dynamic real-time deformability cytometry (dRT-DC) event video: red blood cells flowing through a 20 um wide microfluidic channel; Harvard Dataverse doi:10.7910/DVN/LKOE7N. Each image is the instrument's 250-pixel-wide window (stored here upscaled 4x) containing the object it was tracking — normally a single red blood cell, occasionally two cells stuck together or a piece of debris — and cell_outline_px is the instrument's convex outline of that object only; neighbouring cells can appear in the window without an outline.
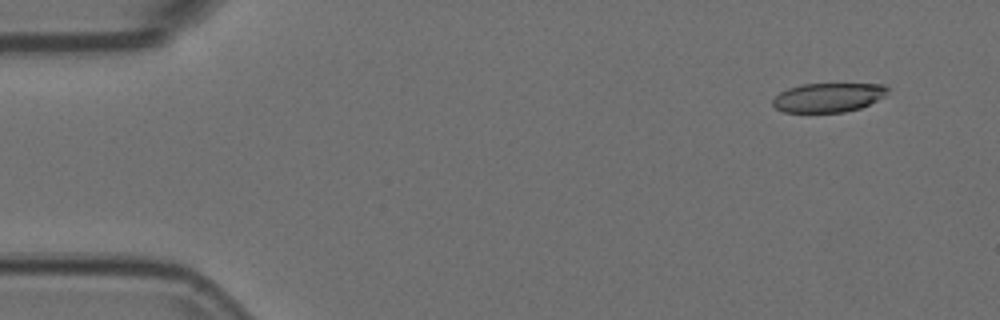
{"species": "Egyptian fruit bat (a non-hibernating species)", "species_latin": "Rousettus aegyptiacus", "temperature_condition": "room temperature", "stored_images_in_passage": 5, "camera_frame_rate_fps": 3000, "um_per_image_px": 0.085, "animal": {"sex": "female"}, "frame": {"image": 1, "passage_image": 1, "time_ms": 0.0, "image_size_px": [1000, 320], "cell_outline_px": [[888, 88], [884, 96], [860, 108], [844, 112], [784, 112], [776, 108], [772, 104], [772, 100], [780, 92], [788, 88], [804, 84], [884, 84]], "centroid_in_image_um": [70.37, 8.28], "position_along_channel_um": 14.6, "area_um2": 19.31}}
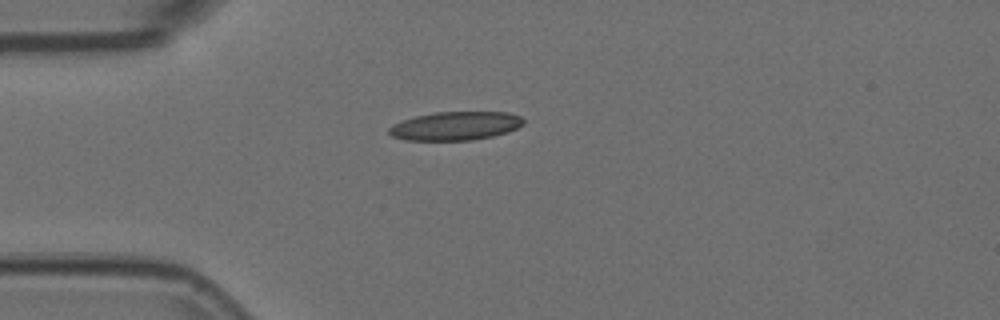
{"frame": {"image": 2, "passage_image": 3, "time_ms": 0.667, "image_size_px": [1000, 320], "cell_outline_px": [[524, 124], [508, 132], [492, 136], [472, 140], [404, 140], [392, 136], [388, 132], [388, 128], [404, 120], [416, 116], [436, 112], [508, 112], [520, 116], [524, 120]], "centroid_in_image_um": [38.74, 10.7], "position_along_channel_um": 46.3, "area_um2": 22.25}}
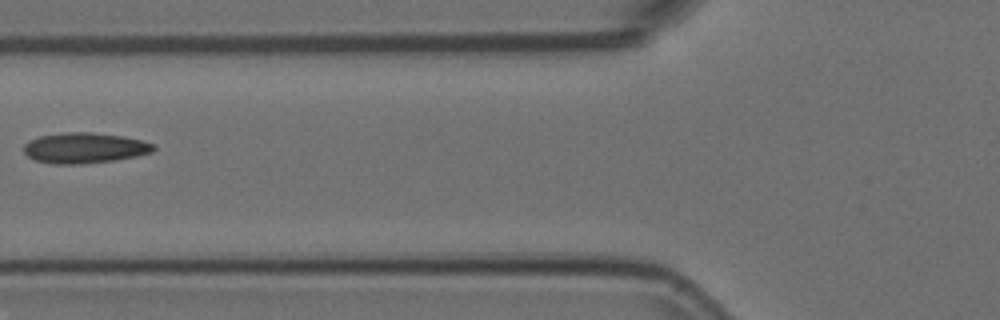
{"frame": {"image": 3, "passage_image": 5, "time_ms": 1.333, "image_size_px": [1000, 320], "cell_outline_px": [[156, 148], [152, 152], [136, 156], [116, 160], [80, 164], [56, 164], [36, 160], [28, 156], [24, 152], [24, 144], [28, 140], [40, 136], [64, 132], [92, 132], [124, 136], [140, 140], [152, 144]], "centroid_in_image_um": [7.18, 12.57], "position_along_channel_um": 118.6, "area_um2": 23.06}}